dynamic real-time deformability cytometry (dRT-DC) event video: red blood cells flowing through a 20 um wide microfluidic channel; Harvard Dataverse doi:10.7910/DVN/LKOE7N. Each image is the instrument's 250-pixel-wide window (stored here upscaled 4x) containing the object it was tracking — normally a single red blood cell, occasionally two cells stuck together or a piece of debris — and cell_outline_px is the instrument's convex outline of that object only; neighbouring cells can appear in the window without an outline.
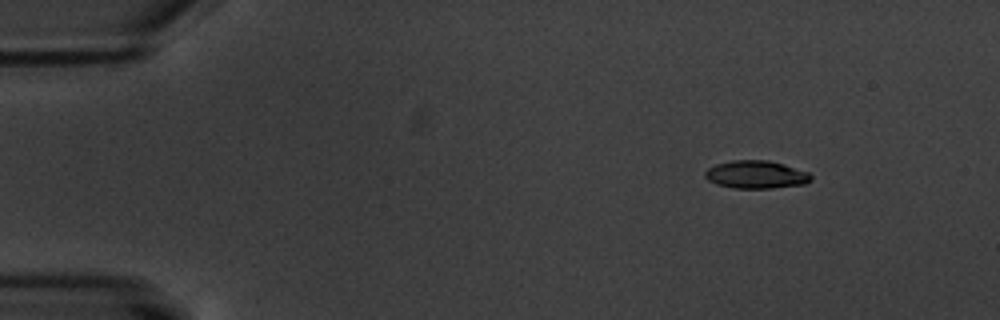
{"species": "common noctule bat (a hibernating species)", "species_latin": "Nyctalus noctula", "temperature_condition": "warm", "stored_images_in_passage": 4, "camera_frame_rate_fps": 3000, "um_per_image_px": 0.085, "animal": {"sex": "male", "body_mass_g": 20.1, "forearm_length_mm": 53.5}, "frame": {"image": 1, "passage_image": 1, "time_ms": 0.0, "image_size_px": [1000, 320], "cell_outline_px": [[812, 180], [804, 184], [772, 188], [732, 188], [716, 184], [708, 180], [704, 176], [704, 172], [708, 168], [716, 164], [732, 160], [768, 160], [784, 164], [808, 172], [812, 176]], "centroid_in_image_um": [64.25, 14.84], "position_along_channel_um": 20.7, "area_um2": 17.28}}